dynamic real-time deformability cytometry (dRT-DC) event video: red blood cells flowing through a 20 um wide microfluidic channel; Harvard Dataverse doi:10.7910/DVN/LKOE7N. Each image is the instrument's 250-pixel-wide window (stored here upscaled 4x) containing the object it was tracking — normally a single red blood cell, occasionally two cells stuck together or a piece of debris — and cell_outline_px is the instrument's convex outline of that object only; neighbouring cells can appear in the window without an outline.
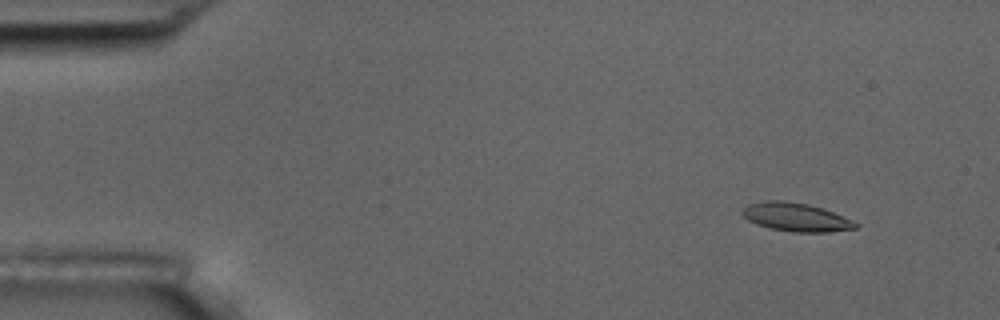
{"species": "common noctule bat (a hibernating species)", "species_latin": "Nyctalus noctula", "temperature_condition": "room temperature", "stored_images_in_passage": 5, "camera_frame_rate_fps": 3000, "um_per_image_px": 0.085, "animal": {"sex": "male", "body_mass_g": 17.5, "forearm_length_mm": 52.3}, "frame": {"image": 1, "passage_image": 2, "time_ms": 0.333, "image_size_px": [1000, 320], "cell_outline_px": [[860, 224], [856, 228], [828, 232], [796, 232], [772, 228], [756, 224], [748, 220], [740, 212], [748, 204], [764, 200], [784, 200], [808, 204], [824, 208], [852, 220]], "centroid_in_image_um": [67.66, 18.44], "position_along_channel_um": 17.3, "area_um2": 18.79}}
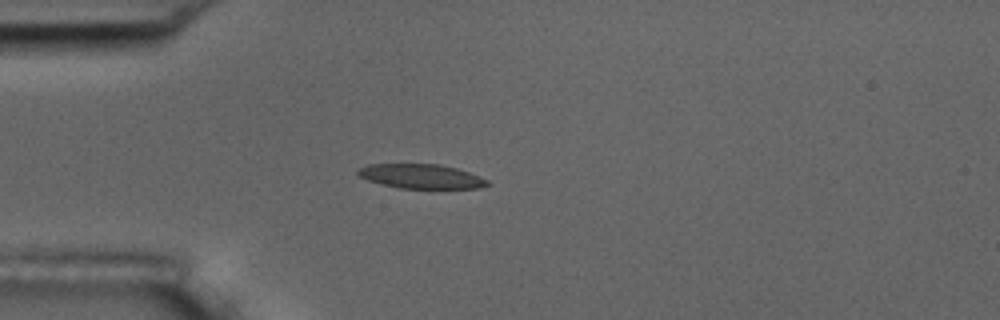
{"frame": {"image": 2, "passage_image": 5, "time_ms": 1.333, "image_size_px": [1000, 320], "cell_outline_px": [[492, 184], [480, 188], [400, 188], [380, 184], [368, 180], [360, 176], [356, 172], [360, 168], [368, 164], [440, 164], [456, 168], [480, 176], [488, 180]], "centroid_in_image_um": [35.82, 14.99], "position_along_channel_um": 49.2, "area_um2": 18.38}}